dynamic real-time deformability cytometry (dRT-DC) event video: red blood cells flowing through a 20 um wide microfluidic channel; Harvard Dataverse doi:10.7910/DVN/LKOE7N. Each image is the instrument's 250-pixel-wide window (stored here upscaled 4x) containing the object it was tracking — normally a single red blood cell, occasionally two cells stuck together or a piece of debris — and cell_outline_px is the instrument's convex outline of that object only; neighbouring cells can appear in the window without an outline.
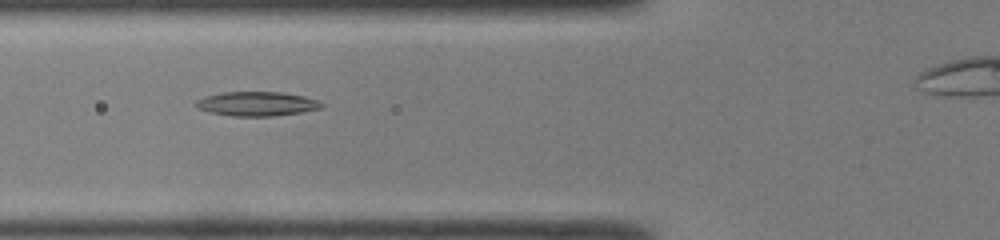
{"species": "common noctule bat (a hibernating species)", "species_latin": "Nyctalus noctula", "temperature_condition": "room temperature", "stored_images_in_passage": 23, "camera_frame_rate_fps": 3000, "um_per_image_px": 0.085, "animal": {"sex": "male", "body_mass_g": 19.0, "forearm_length_mm": 50.8}, "frame": {"image": 1, "passage_image": 5, "time_ms": 1.333, "image_size_px": [1000, 240], "cell_outline_px": [[324, 108], [300, 112], [272, 116], [232, 116], [208, 112], [196, 108], [196, 100], [204, 96], [224, 92], [280, 92], [304, 96], [316, 100], [324, 104]], "centroid_in_image_um": [21.81, 8.82], "position_along_channel_um": 104.0, "area_um2": 17.8}}
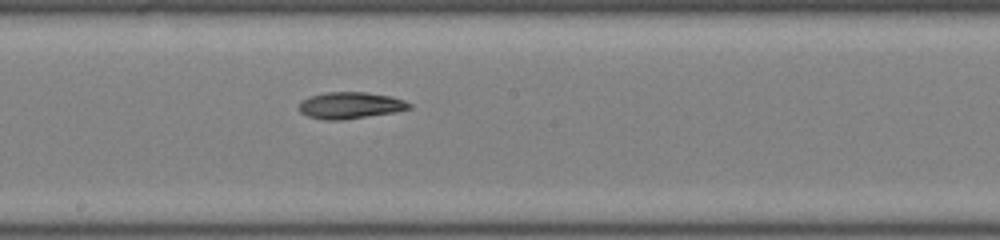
{"frame": {"image": 2, "passage_image": 13, "time_ms": 4.0, "image_size_px": [1000, 240], "cell_outline_px": [[412, 108], [392, 112], [344, 120], [324, 120], [308, 116], [300, 112], [300, 100], [312, 96], [328, 92], [368, 92], [392, 96], [404, 100], [412, 104]], "centroid_in_image_um": [29.79, 8.95], "position_along_channel_um": 218.4, "area_um2": 17.05}}
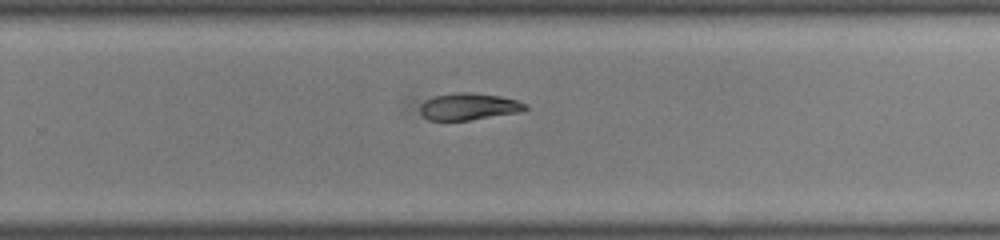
{"frame": {"image": 3, "passage_image": 18, "time_ms": 5.667, "image_size_px": [1000, 240], "cell_outline_px": [[528, 108], [520, 112], [468, 120], [428, 120], [420, 116], [420, 104], [424, 100], [436, 96], [460, 92], [468, 92], [500, 96], [516, 100], [528, 104]], "centroid_in_image_um": [39.82, 9.06], "position_along_channel_um": 290.0, "area_um2": 16.47}}